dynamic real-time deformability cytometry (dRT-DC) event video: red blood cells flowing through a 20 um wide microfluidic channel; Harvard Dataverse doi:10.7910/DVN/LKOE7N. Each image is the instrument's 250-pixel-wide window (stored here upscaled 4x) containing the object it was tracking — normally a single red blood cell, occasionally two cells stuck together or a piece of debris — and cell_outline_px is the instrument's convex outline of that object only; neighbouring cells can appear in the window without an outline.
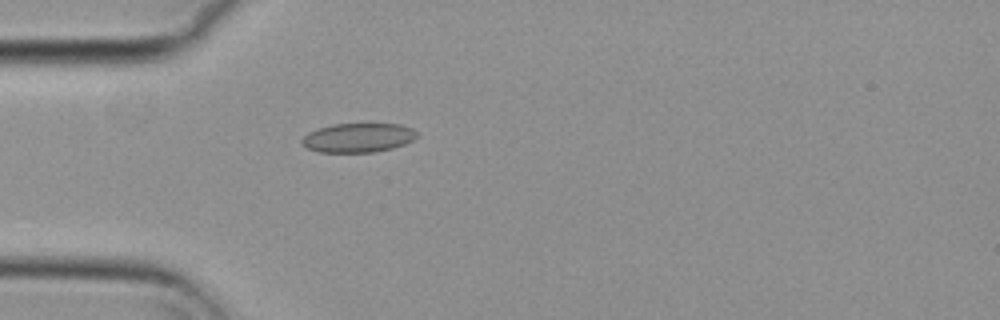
{"species": "common noctule bat (a hibernating species)", "species_latin": "Nyctalus noctula", "temperature_condition": "cold", "stored_images_in_passage": 25, "camera_frame_rate_fps": 3000, "um_per_image_px": 0.085, "animal": {"sex": "female", "body_mass_g": 29.2, "forearm_length_mm": 56.3}, "frame": {"image": 1, "passage_image": 2, "time_ms": 0.333, "image_size_px": [1000, 320], "cell_outline_px": [[416, 136], [412, 140], [404, 144], [392, 148], [372, 152], [320, 152], [308, 148], [300, 144], [300, 140], [308, 132], [332, 124], [400, 124], [412, 128], [416, 132]], "centroid_in_image_um": [30.41, 11.7], "position_along_channel_um": 54.6, "area_um2": 19.42}}
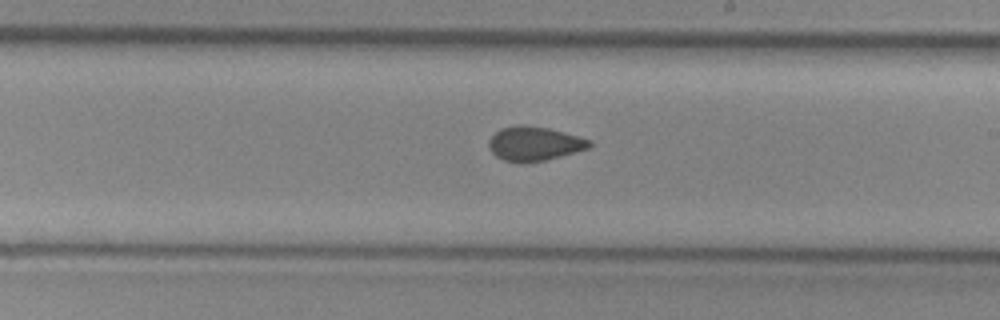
{"frame": {"image": 2, "passage_image": 14, "time_ms": 4.333, "image_size_px": [1000, 320], "cell_outline_px": [[592, 144], [588, 148], [560, 156], [544, 160], [524, 164], [520, 164], [504, 160], [496, 156], [488, 148], [488, 140], [500, 128], [516, 124], [524, 124], [548, 128], [592, 140]], "centroid_in_image_um": [45.37, 12.21], "position_along_channel_um": 243.6, "area_um2": 20.23}}
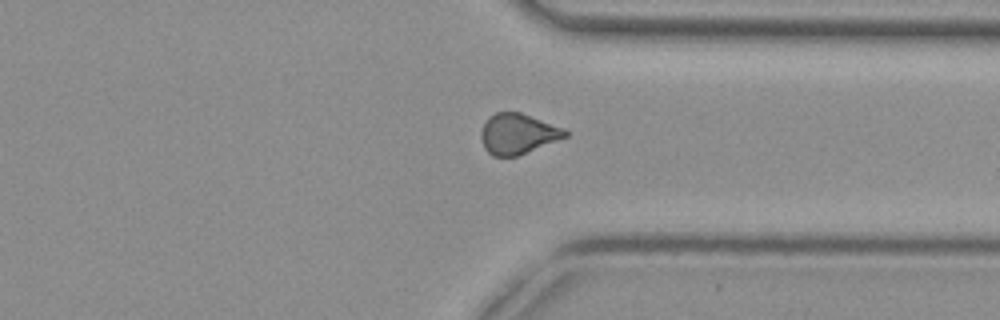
{"frame": {"image": 3, "passage_image": 24, "time_ms": 7.667, "image_size_px": [1000, 320], "cell_outline_px": [[568, 136], [516, 156], [492, 156], [484, 148], [480, 136], [480, 132], [488, 116], [496, 112], [520, 112], [564, 128], [568, 132]], "centroid_in_image_um": [43.99, 11.36], "position_along_channel_um": 367.4, "area_um2": 19.71}}